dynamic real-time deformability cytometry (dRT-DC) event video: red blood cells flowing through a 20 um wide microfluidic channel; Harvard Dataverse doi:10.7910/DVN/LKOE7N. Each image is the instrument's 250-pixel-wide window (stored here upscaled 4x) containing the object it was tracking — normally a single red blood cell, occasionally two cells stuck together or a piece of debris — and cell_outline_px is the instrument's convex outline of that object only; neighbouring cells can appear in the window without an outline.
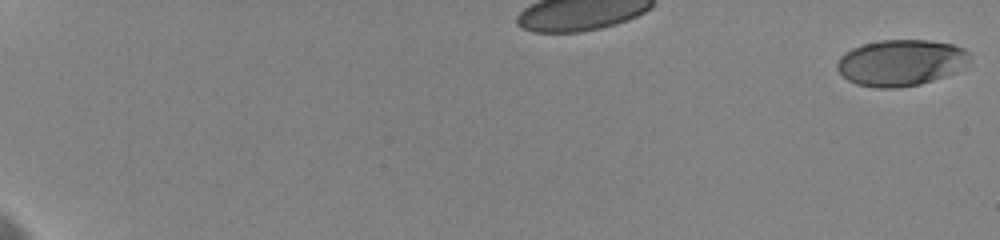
{"species": "human", "species_latin": "Homo sapiens", "temperature_condition": "cold", "stored_images_in_passage": 24, "camera_frame_rate_fps": 3000, "um_per_image_px": 0.085, "donor": {"sex": "female"}, "frame": {"image": 1, "passage_image": 1, "time_ms": 0.0, "image_size_px": [1000, 240], "cell_outline_px": [[968, 56], [956, 72], [920, 84], [896, 88], [876, 88], [856, 84], [848, 80], [836, 68], [836, 64], [840, 56], [844, 52], [852, 48], [864, 44], [880, 40], [928, 40], [952, 44], [964, 48], [968, 52]], "centroid_in_image_um": [76.5, 5.33], "position_along_channel_um": 8.5, "area_um2": 35.43}}
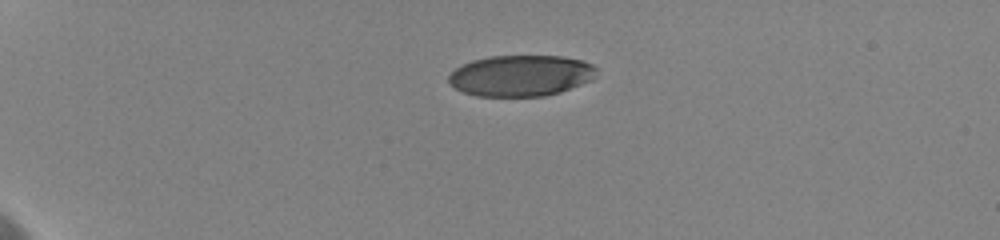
{"frame": {"image": 2, "passage_image": 10, "time_ms": 5.333, "image_size_px": [1000, 240], "cell_outline_px": [[596, 68], [592, 80], [560, 92], [544, 96], [476, 96], [464, 92], [448, 84], [448, 76], [456, 68], [472, 60], [492, 56], [560, 56], [580, 60], [592, 64]], "centroid_in_image_um": [44.25, 6.43], "position_along_channel_um": 40.8, "area_um2": 35.26}}